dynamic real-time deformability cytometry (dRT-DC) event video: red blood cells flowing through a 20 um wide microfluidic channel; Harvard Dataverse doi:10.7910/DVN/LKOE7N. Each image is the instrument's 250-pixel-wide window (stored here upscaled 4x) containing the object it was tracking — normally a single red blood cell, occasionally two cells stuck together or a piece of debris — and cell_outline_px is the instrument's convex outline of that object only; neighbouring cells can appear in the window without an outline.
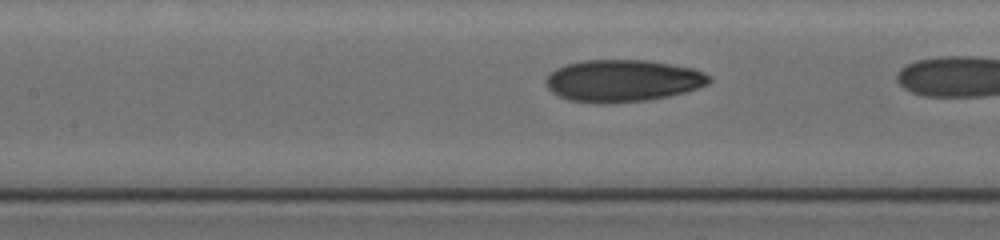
{"species": "human", "species_latin": "Homo sapiens", "temperature_condition": "cold", "stored_images_in_passage": 22, "camera_frame_rate_fps": 3000, "um_per_image_px": 0.085, "donor": {"sex": "female"}, "frame": {"image": 1, "passage_image": 15, "time_ms": 5.0, "image_size_px": [1000, 240], "cell_outline_px": [[712, 80], [708, 84], [684, 92], [668, 96], [648, 100], [608, 104], [596, 104], [568, 100], [552, 92], [544, 84], [544, 80], [556, 68], [564, 64], [580, 60], [648, 60], [672, 64], [692, 68], [704, 72]], "centroid_in_image_um": [52.89, 6.86], "position_along_channel_um": 154.5, "area_um2": 40.34}}
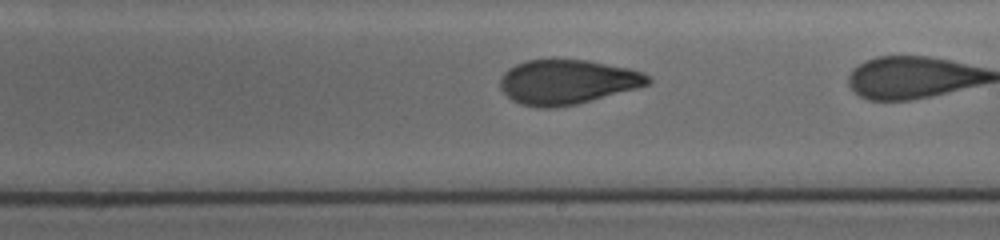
{"frame": {"image": 2, "passage_image": 21, "time_ms": 7.333, "image_size_px": [1000, 240], "cell_outline_px": [[652, 80], [648, 84], [636, 88], [576, 104], [552, 108], [540, 108], [520, 104], [512, 100], [500, 88], [500, 76], [508, 68], [516, 64], [528, 60], [588, 60], [628, 68], [644, 72], [652, 76]], "centroid_in_image_um": [48.21, 6.96], "position_along_channel_um": 240.8, "area_um2": 38.32}}